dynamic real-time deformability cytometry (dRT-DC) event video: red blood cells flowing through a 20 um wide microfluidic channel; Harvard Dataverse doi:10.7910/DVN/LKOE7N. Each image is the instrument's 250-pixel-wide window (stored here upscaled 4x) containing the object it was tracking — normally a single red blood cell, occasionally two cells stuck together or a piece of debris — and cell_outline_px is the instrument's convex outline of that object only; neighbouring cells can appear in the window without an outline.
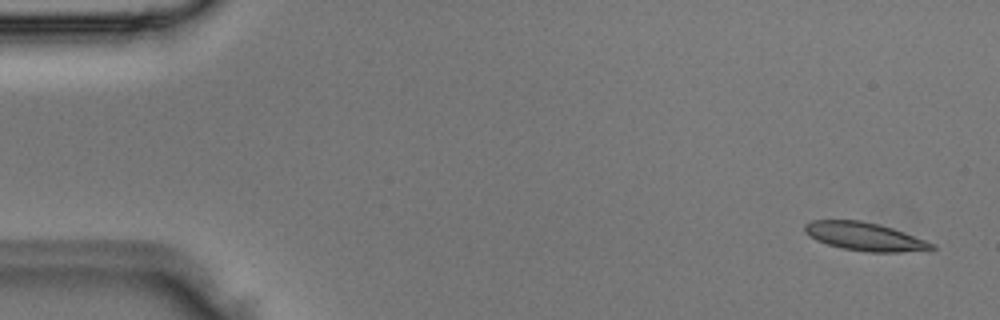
{"species": "Egyptian fruit bat (a non-hibernating species)", "species_latin": "Rousettus aegyptiacus", "temperature_condition": "room temperature", "stored_images_in_passage": 4, "camera_frame_rate_fps": 3000, "um_per_image_px": 0.085, "animal": {"sex": "male"}, "frame": {"image": 1, "passage_image": 1, "time_ms": 0.0, "image_size_px": [1000, 320], "cell_outline_px": [[936, 248], [928, 252], [868, 252], [844, 248], [828, 244], [816, 240], [804, 232], [804, 224], [812, 220], [860, 220], [880, 224], [904, 232], [936, 244]], "centroid_in_image_um": [73.57, 20.12], "position_along_channel_um": 11.4, "area_um2": 21.15}}
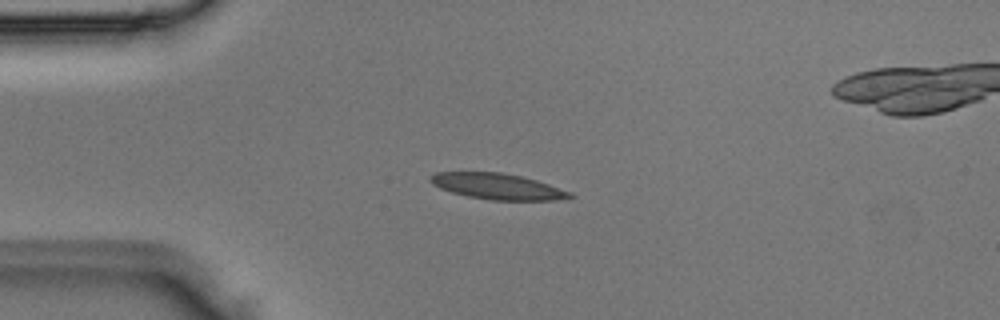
{"frame": {"image": 2, "passage_image": 3, "time_ms": 0.667, "image_size_px": [1000, 320], "cell_outline_px": [[576, 196], [552, 200], [488, 200], [468, 196], [452, 192], [440, 188], [432, 184], [428, 180], [428, 176], [436, 172], [500, 172], [520, 176], [536, 180], [572, 192]], "centroid_in_image_um": [42.25, 15.84], "position_along_channel_um": 42.7, "area_um2": 21.04}}